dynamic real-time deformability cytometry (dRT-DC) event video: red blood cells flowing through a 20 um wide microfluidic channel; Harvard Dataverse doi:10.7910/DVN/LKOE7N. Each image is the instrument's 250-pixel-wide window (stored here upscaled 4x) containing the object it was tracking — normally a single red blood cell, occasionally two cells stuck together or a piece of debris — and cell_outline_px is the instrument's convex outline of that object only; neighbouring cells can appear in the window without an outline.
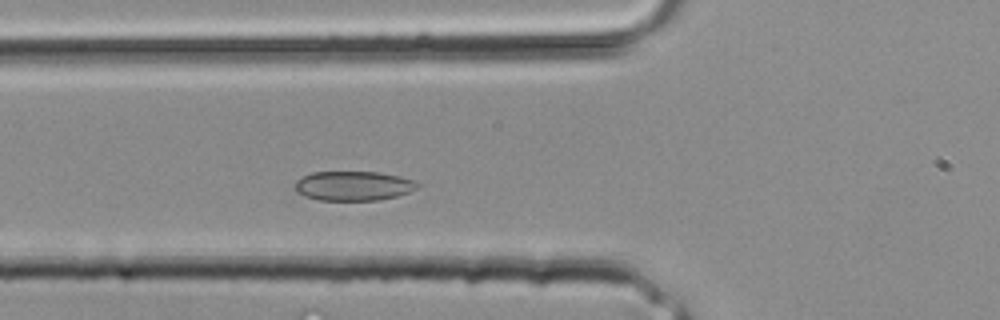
{"species": "common noctule bat (a hibernating species)", "species_latin": "Nyctalus noctula", "temperature_condition": "room temperature", "stored_images_in_passage": 17, "camera_frame_rate_fps": 3000, "um_per_image_px": 0.085, "animal": {"sex": "male", "body_mass_g": 20.4}, "frame": {"image": 1, "passage_image": 7, "time_ms": 2.0, "image_size_px": [1000, 320], "cell_outline_px": [[420, 184], [416, 188], [408, 192], [396, 196], [380, 200], [320, 200], [304, 196], [296, 192], [292, 188], [296, 180], [312, 172], [380, 172], [400, 176], [412, 180]], "centroid_in_image_um": [29.99, 15.8], "position_along_channel_um": 95.8, "area_um2": 21.1}}
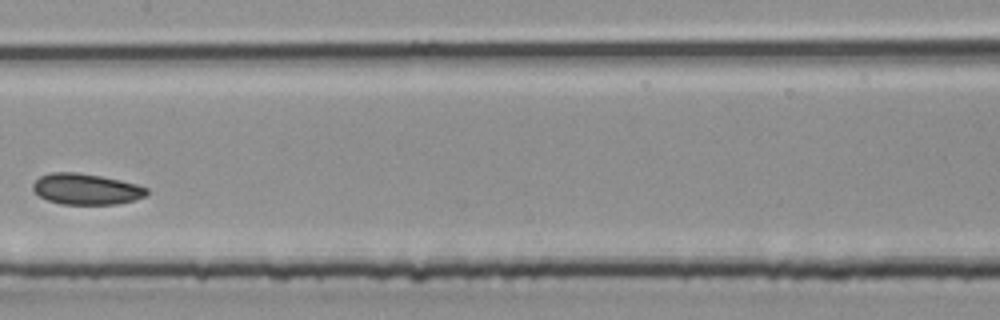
{"frame": {"image": 2, "passage_image": 12, "time_ms": 3.667, "image_size_px": [1000, 320], "cell_outline_px": [[148, 192], [144, 196], [132, 200], [116, 204], [60, 204], [48, 200], [40, 196], [32, 188], [32, 184], [40, 176], [52, 172], [76, 172], [100, 176], [120, 180], [136, 184], [148, 188]], "centroid_in_image_um": [7.3, 16.07], "position_along_channel_um": 200.1, "area_um2": 20.35}}
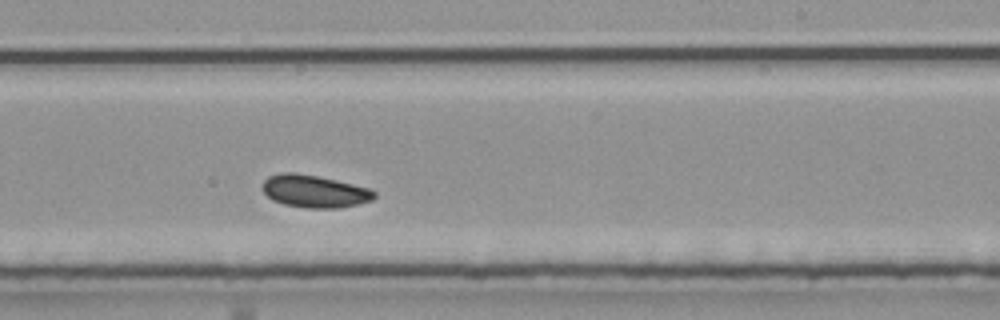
{"frame": {"image": 3, "passage_image": 15, "time_ms": 4.667, "image_size_px": [1000, 320], "cell_outline_px": [[376, 196], [372, 200], [360, 204], [340, 208], [308, 208], [284, 204], [272, 200], [260, 188], [264, 180], [268, 176], [280, 172], [292, 172], [316, 176], [336, 180], [368, 188], [376, 192]], "centroid_in_image_um": [26.71, 16.26], "position_along_channel_um": 262.3, "area_um2": 21.27}}